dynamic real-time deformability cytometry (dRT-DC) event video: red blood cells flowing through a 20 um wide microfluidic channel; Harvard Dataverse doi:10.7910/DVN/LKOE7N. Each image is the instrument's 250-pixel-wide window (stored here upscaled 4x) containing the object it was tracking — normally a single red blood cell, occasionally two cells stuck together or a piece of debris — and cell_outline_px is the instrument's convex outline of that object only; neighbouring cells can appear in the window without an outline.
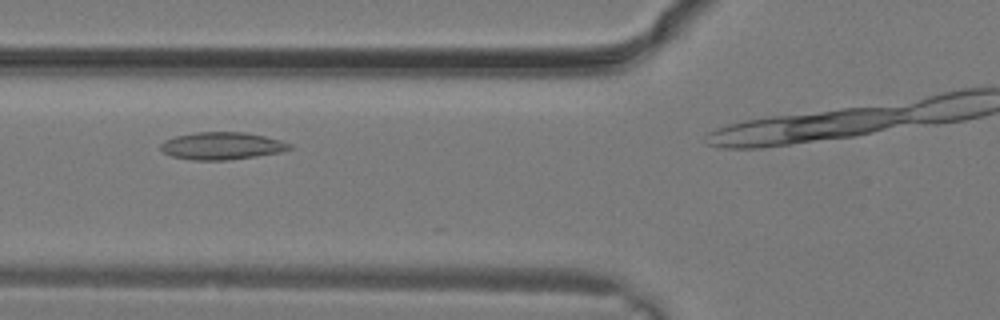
{"species": "common noctule bat (a hibernating species)", "species_latin": "Nyctalus noctula", "temperature_condition": "warm", "stored_images_in_passage": 7, "camera_frame_rate_fps": 3000, "um_per_image_px": 0.085, "animal": {"sex": "male", "body_mass_g": 19.2, "forearm_length_mm": 51.8}, "frame": {"image": 1, "passage_image": 5, "time_ms": 1.333, "image_size_px": [1000, 320], "cell_outline_px": [[296, 148], [280, 152], [256, 156], [228, 160], [192, 160], [172, 156], [164, 152], [160, 148], [160, 144], [164, 140], [176, 136], [196, 132], [244, 132], [264, 136], [280, 140], [292, 144]], "centroid_in_image_um": [18.88, 12.4], "position_along_channel_um": 106.9, "area_um2": 20.63}}